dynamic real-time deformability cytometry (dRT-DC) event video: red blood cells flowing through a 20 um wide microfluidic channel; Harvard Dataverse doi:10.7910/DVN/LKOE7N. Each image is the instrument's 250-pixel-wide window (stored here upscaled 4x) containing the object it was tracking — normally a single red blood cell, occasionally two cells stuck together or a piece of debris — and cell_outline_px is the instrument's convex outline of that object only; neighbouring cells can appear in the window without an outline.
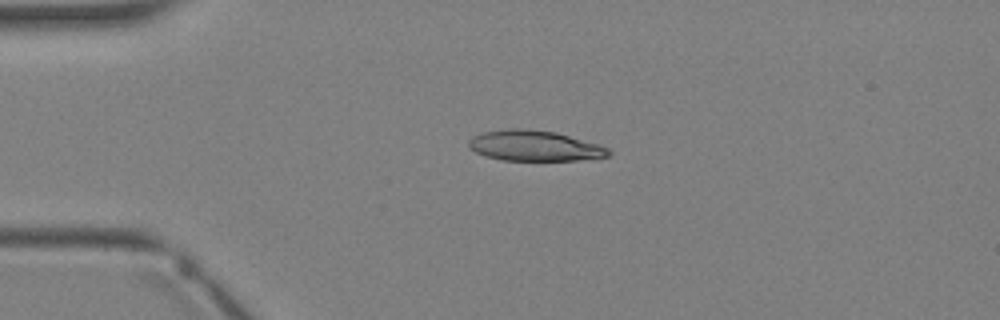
{"species": "Egyptian fruit bat (a non-hibernating species)", "species_latin": "Rousettus aegyptiacus", "temperature_condition": "warm", "stored_images_in_passage": 4, "camera_frame_rate_fps": 3000, "um_per_image_px": 0.085, "animal": {"sex": "female"}, "frame": {"image": 1, "passage_image": 3, "time_ms": 2.667, "image_size_px": [1000, 320], "cell_outline_px": [[612, 152], [608, 156], [576, 160], [500, 160], [484, 156], [476, 152], [468, 144], [468, 140], [472, 136], [484, 132], [508, 128], [520, 128], [556, 132], [600, 144], [608, 148]], "centroid_in_image_um": [45.43, 12.38], "position_along_channel_um": 39.6, "area_um2": 24.85}}